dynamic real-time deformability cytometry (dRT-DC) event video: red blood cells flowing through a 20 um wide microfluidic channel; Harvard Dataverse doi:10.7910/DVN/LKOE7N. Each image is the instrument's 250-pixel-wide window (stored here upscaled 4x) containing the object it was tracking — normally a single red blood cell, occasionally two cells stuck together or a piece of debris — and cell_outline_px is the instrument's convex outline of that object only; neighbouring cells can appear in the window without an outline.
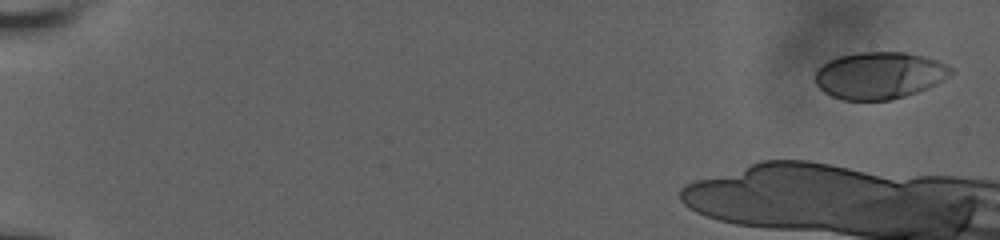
{"species": "human", "species_latin": "Homo sapiens", "temperature_condition": "room temperature", "stored_images_in_passage": 15, "camera_frame_rate_fps": 3000, "um_per_image_px": 0.085, "donor": {"sex": "male"}, "frame": {"image": 1, "passage_image": 1, "time_ms": 0.0, "image_size_px": [1000, 240], "cell_outline_px": [[956, 72], [936, 84], [928, 88], [904, 96], [888, 100], [844, 100], [832, 96], [824, 92], [816, 84], [816, 68], [828, 60], [840, 56], [860, 52], [904, 52], [924, 56], [936, 60], [952, 68]], "centroid_in_image_um": [74.75, 6.4], "position_along_channel_um": 10.3, "area_um2": 37.17}}